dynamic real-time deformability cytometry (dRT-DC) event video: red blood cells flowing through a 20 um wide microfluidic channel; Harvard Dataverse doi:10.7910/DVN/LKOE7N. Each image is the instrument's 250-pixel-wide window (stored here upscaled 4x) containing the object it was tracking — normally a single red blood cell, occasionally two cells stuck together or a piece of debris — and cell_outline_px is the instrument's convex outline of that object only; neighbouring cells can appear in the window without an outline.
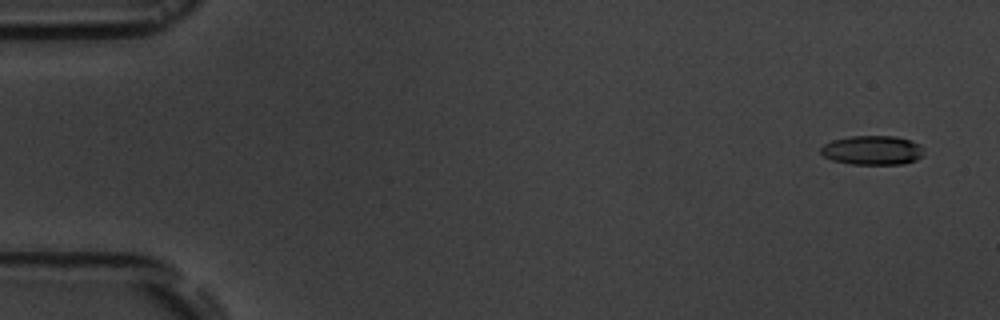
{"species": "common noctule bat (a hibernating species)", "species_latin": "Nyctalus noctula", "temperature_condition": "room temperature", "stored_images_in_passage": 5, "camera_frame_rate_fps": 3000, "um_per_image_px": 0.085, "animal": {"sex": "male", "body_mass_g": 19.5, "forearm_length_mm": 54.6}, "frame": {"image": 1, "passage_image": 1, "time_ms": 0.0, "image_size_px": [1000, 320], "cell_outline_px": [[924, 156], [916, 160], [904, 164], [852, 164], [832, 160], [824, 156], [820, 152], [820, 148], [824, 144], [832, 140], [852, 136], [896, 136], [912, 140], [920, 144], [924, 152]], "centroid_in_image_um": [74.19, 12.77], "position_along_channel_um": 10.8, "area_um2": 17.74}}
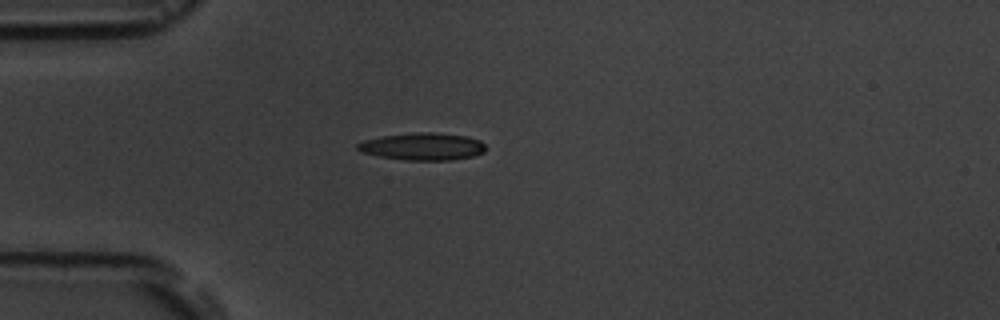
{"frame": {"image": 2, "passage_image": 5, "time_ms": 4.333, "image_size_px": [1000, 320], "cell_outline_px": [[488, 148], [484, 152], [472, 156], [448, 160], [404, 160], [380, 156], [364, 152], [356, 148], [356, 144], [364, 140], [380, 136], [416, 132], [432, 132], [464, 136], [480, 140]], "centroid_in_image_um": [35.93, 12.45], "position_along_channel_um": 49.1, "area_um2": 20.29}}